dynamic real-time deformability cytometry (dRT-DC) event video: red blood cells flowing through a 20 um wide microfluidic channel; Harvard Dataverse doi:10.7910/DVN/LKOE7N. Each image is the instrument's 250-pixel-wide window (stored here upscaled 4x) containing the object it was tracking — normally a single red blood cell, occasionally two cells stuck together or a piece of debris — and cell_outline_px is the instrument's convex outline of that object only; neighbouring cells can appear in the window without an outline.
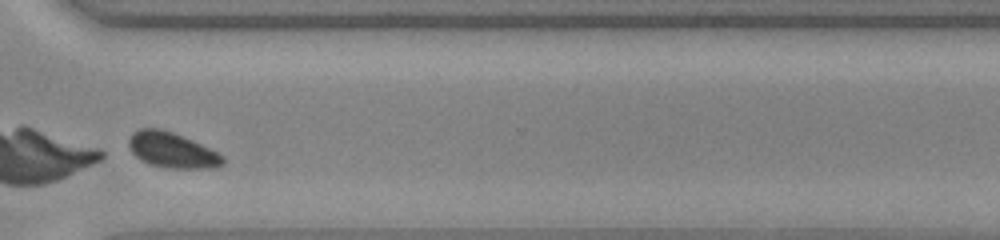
{"species": "common noctule bat (a hibernating species)", "species_latin": "Nyctalus noctula", "temperature_condition": "warm", "stored_images_in_passage": 32, "camera_frame_rate_fps": 3000, "um_per_image_px": 0.085, "animal": {"sex": "female", "body_mass_g": 23.0, "forearm_length_mm": 53.4}, "frame": {"image": 1, "passage_image": 30, "time_ms": 9.667, "image_size_px": [1000, 240], "cell_outline_px": [[224, 164], [216, 168], [168, 168], [148, 164], [140, 160], [132, 152], [128, 144], [128, 140], [132, 132], [140, 128], [160, 128], [172, 132], [192, 140], [224, 156]], "centroid_in_image_um": [14.6, 12.76], "position_along_channel_um": 356.0, "area_um2": 19.42}}